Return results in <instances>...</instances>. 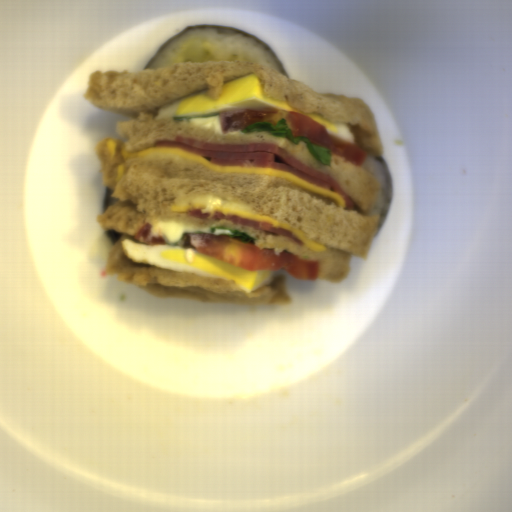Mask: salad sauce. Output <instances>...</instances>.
I'll return each instance as SVG.
<instances>
[{"label":"salad sauce","mask_w":512,"mask_h":512,"mask_svg":"<svg viewBox=\"0 0 512 512\" xmlns=\"http://www.w3.org/2000/svg\"><path fill=\"white\" fill-rule=\"evenodd\" d=\"M233 233L232 230H229L227 228H215L213 230V235H221V234H231Z\"/></svg>","instance_id":"2"},{"label":"salad sauce","mask_w":512,"mask_h":512,"mask_svg":"<svg viewBox=\"0 0 512 512\" xmlns=\"http://www.w3.org/2000/svg\"><path fill=\"white\" fill-rule=\"evenodd\" d=\"M212 227L209 225H197L191 222L181 220H163L158 219L151 227L149 238H158L160 234L166 235V242H177L185 233L205 232L211 233Z\"/></svg>","instance_id":"1"}]
</instances>
